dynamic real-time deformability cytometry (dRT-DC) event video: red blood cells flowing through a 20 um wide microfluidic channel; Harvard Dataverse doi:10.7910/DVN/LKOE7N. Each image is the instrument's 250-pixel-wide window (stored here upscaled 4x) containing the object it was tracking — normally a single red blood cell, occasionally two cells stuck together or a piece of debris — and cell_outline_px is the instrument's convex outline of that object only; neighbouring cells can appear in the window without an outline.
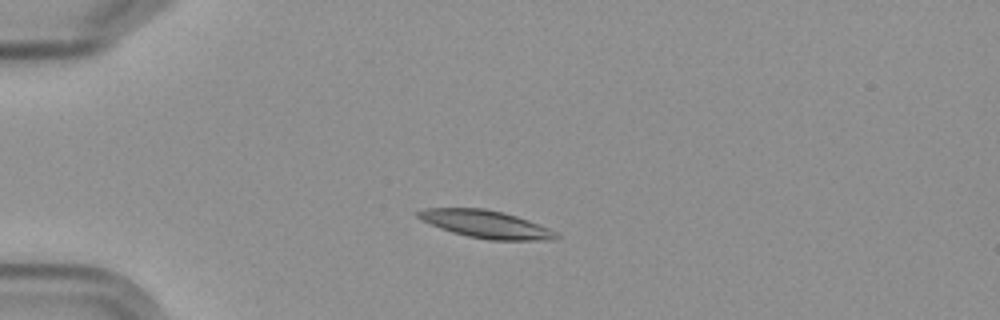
{"species": "Egyptian fruit bat (a non-hibernating species)", "species_latin": "Rousettus aegyptiacus", "temperature_condition": "cold", "stored_images_in_passage": 2, "camera_frame_rate_fps": 3000, "um_per_image_px": 0.085, "frame": {"image": 1, "passage_image": 1, "time_ms": 0.0, "image_size_px": [1000, 320], "cell_outline_px": [[560, 236], [552, 240], [488, 240], [468, 236], [452, 232], [440, 228], [416, 216], [416, 212], [424, 208], [484, 208], [504, 212], [528, 220], [548, 228], [556, 232]], "centroid_in_image_um": [41.31, 19.05], "position_along_channel_um": 43.7, "area_um2": 22.08}}